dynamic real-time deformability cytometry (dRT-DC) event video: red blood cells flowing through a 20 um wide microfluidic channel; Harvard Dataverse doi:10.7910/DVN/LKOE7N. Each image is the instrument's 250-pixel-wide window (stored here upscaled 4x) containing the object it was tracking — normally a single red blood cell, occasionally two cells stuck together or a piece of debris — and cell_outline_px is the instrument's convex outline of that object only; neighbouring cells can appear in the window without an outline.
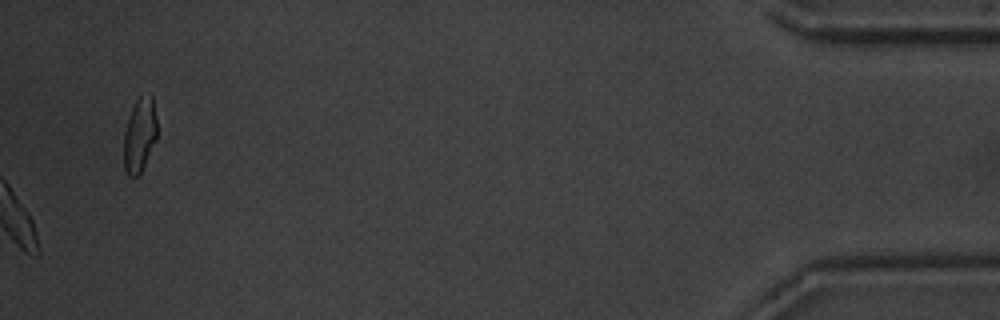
{"species": "common noctule bat (a hibernating species)", "species_latin": "Nyctalus noctula", "temperature_condition": "warm", "stored_images_in_passage": 56, "camera_frame_rate_fps": 3000, "um_per_image_px": 0.085, "animal": {"sex": "male", "body_mass_g": 20.1, "forearm_length_mm": 53.5}, "frame": {"image": 1, "passage_image": 56, "time_ms": 18.333, "image_size_px": [1000, 320], "cell_outline_px": [[156, 140], [140, 172], [136, 176], [128, 176], [124, 168], [124, 132], [128, 116], [136, 100], [140, 96], [152, 96], [156, 120]], "centroid_in_image_um": [11.85, 11.48], "position_along_channel_um": 423.4, "area_um2": 14.1}, "authors_computed_cell_mechanics": {"area_um2": 16.3574, "velocity_mm_per_s": 3.6522, "shape_relaxation_time_tau1_ms": null, "shape_relaxation_time_tau2_ms": 11.2789, "deformation_change_tau1": null, "deformation_change_tau2": 0.1816}}